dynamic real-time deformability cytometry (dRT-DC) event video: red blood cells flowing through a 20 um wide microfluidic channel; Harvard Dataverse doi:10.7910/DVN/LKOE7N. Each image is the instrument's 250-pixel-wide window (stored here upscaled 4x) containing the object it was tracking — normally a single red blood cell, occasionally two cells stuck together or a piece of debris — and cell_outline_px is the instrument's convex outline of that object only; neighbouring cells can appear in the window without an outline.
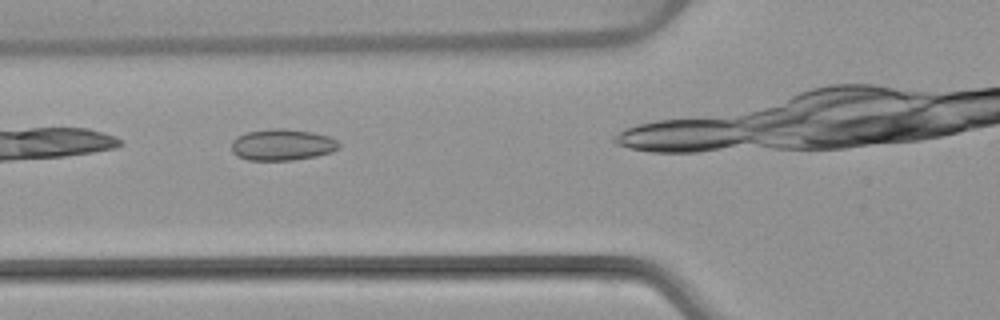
{"species": "common noctule bat (a hibernating species)", "species_latin": "Nyctalus noctula", "temperature_condition": "warm", "stored_images_in_passage": 5, "camera_frame_rate_fps": 3000, "um_per_image_px": 0.085, "animal": {"sex": "female", "body_mass_g": 22.7, "forearm_length_mm": 54.2}, "frame": {"image": 1, "passage_image": 2, "time_ms": 1.333, "image_size_px": [1000, 320], "cell_outline_px": [[340, 148], [332, 152], [316, 156], [292, 160], [248, 160], [236, 156], [232, 152], [232, 140], [236, 136], [248, 132], [272, 128], [284, 128], [312, 132], [328, 136], [336, 140], [340, 144]], "centroid_in_image_um": [23.98, 12.3], "position_along_channel_um": 101.8, "area_um2": 19.77}}